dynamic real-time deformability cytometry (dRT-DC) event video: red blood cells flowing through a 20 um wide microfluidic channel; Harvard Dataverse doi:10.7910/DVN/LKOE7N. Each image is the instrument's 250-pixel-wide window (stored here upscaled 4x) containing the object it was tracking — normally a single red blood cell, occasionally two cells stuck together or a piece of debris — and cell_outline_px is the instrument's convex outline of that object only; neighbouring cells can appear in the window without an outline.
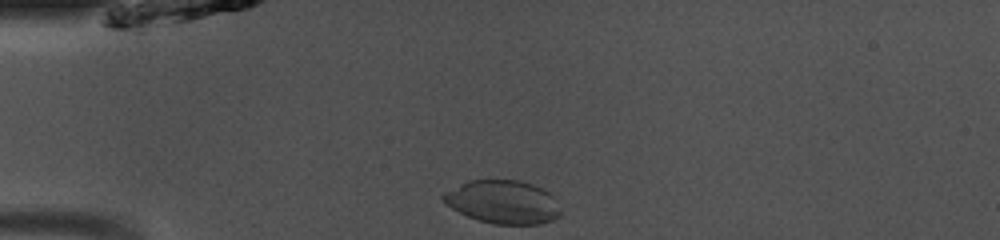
{"species": "common noctule bat (a hibernating species)", "species_latin": "Nyctalus noctula", "temperature_condition": "room temperature", "stored_images_in_passage": 37, "camera_frame_rate_fps": 3000, "um_per_image_px": 0.085, "animal": {"sex": "male", "body_mass_g": 13.0, "forearm_length_mm": 53.1}, "frame": {"image": 1, "passage_image": 1, "time_ms": 0.0, "image_size_px": [1000, 240], "cell_outline_px": [[560, 216], [552, 220], [540, 224], [496, 224], [480, 220], [468, 216], [452, 208], [440, 200], [440, 196], [460, 184], [468, 180], [516, 180], [532, 184], [548, 192], [552, 196], [560, 212]], "centroid_in_image_um": [42.72, 17.17], "position_along_channel_um": 42.3, "area_um2": 29.25}}
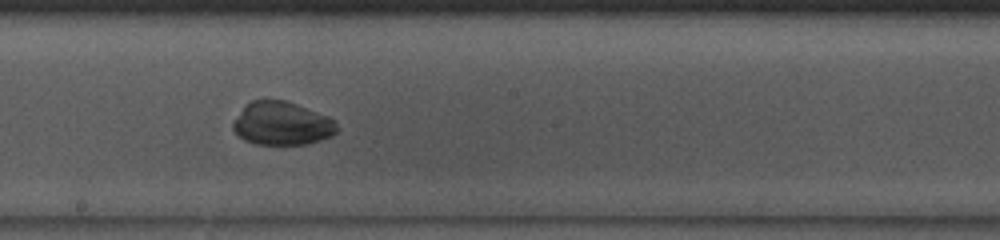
{"frame": {"image": 2, "passage_image": 16, "time_ms": 5.0, "image_size_px": [1000, 240], "cell_outline_px": [[336, 132], [332, 136], [308, 144], [256, 144], [244, 140], [232, 128], [232, 124], [244, 108], [252, 100], [288, 100], [328, 116], [336, 120]], "centroid_in_image_um": [24.0, 10.5], "position_along_channel_um": 224.2, "area_um2": 26.07}}
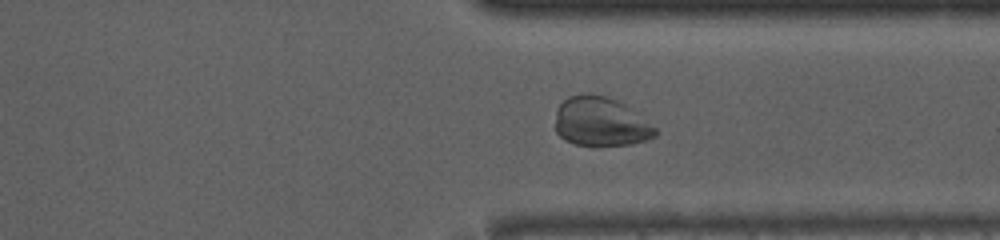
{"frame": {"image": 3, "passage_image": 26, "time_ms": 8.333, "image_size_px": [1000, 240], "cell_outline_px": [[660, 132], [656, 136], [648, 140], [632, 144], [576, 144], [564, 140], [556, 132], [556, 108], [568, 96], [584, 92], [592, 92], [620, 100], [656, 128]], "centroid_in_image_um": [51.06, 10.3], "position_along_channel_um": 360.3, "area_um2": 28.84}, "authors_computed_cell_mechanics": {"area_um2": 28.5532, "velocity_mm_per_s": 4.0984, "shape_relaxation_time_tau1_ms": 3.9017, "shape_relaxation_time_tau2_ms": 4.7055, "deformation_change_tau1": 0.1141, "deformation_change_tau2": 0.0714}}